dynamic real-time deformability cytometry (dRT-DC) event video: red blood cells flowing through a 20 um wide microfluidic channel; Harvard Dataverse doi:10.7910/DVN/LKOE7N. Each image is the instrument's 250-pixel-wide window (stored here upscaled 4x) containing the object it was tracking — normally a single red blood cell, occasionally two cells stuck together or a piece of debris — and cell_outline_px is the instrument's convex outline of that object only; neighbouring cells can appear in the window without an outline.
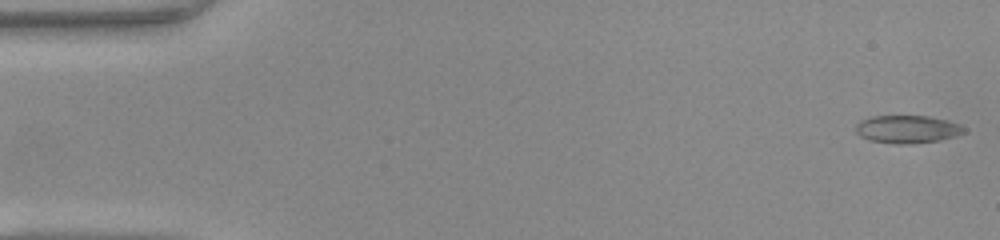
{"species": "common noctule bat (a hibernating species)", "species_latin": "Nyctalus noctula", "temperature_condition": "warm", "stored_images_in_passage": 48, "camera_frame_rate_fps": 3000, "um_per_image_px": 0.085, "animal": {"sex": "female", "body_mass_g": 22.0, "forearm_length_mm": 56.7}, "frame": {"image": 1, "passage_image": 1, "time_ms": 0.0, "image_size_px": [1000, 240], "cell_outline_px": [[964, 132], [956, 136], [940, 140], [904, 144], [896, 144], [868, 140], [860, 136], [856, 132], [856, 124], [860, 120], [872, 116], [928, 116], [948, 120], [960, 124], [964, 128]], "centroid_in_image_um": [77.1, 10.98], "position_along_channel_um": 7.9, "area_um2": 17.57}}
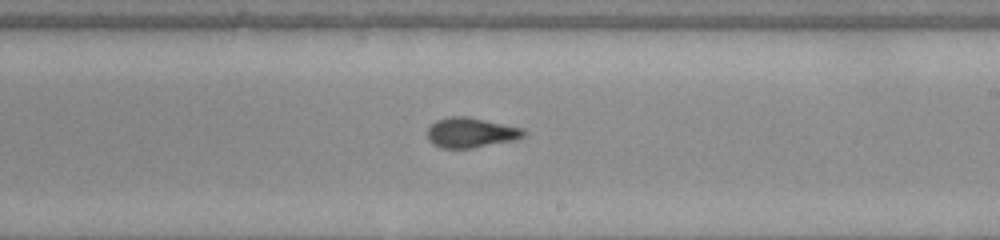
{"frame": {"image": 2, "passage_image": 28, "time_ms": 9.0, "image_size_px": [1000, 240], "cell_outline_px": [[528, 132], [524, 136], [516, 140], [472, 148], [440, 148], [432, 144], [428, 140], [428, 128], [436, 120], [448, 116], [464, 116], [524, 128]], "centroid_in_image_um": [40.03, 11.28], "position_along_channel_um": 249.0, "area_um2": 16.94}}
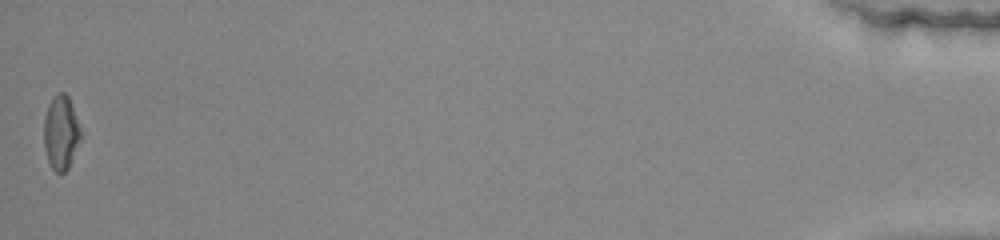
{"frame": {"image": 3, "passage_image": 48, "time_ms": 15.667, "image_size_px": [1000, 240], "cell_outline_px": [[84, 136], [68, 168], [64, 172], [56, 172], [52, 168], [48, 160], [44, 144], [44, 116], [48, 104], [52, 96], [60, 92], [64, 92], [68, 96], [84, 132]], "centroid_in_image_um": [5.23, 11.24], "position_along_channel_um": 430.0, "area_um2": 16.42}, "authors_computed_cell_mechanics": {"area_um2": 16.5597, "velocity_mm_per_s": 4.2198, "shape_relaxation_time_tau1_ms": 6.2059, "shape_relaxation_time_tau2_ms": 1.2144, "deformation_change_tau1": 0.1987, "deformation_change_tau2": 0.0588}}